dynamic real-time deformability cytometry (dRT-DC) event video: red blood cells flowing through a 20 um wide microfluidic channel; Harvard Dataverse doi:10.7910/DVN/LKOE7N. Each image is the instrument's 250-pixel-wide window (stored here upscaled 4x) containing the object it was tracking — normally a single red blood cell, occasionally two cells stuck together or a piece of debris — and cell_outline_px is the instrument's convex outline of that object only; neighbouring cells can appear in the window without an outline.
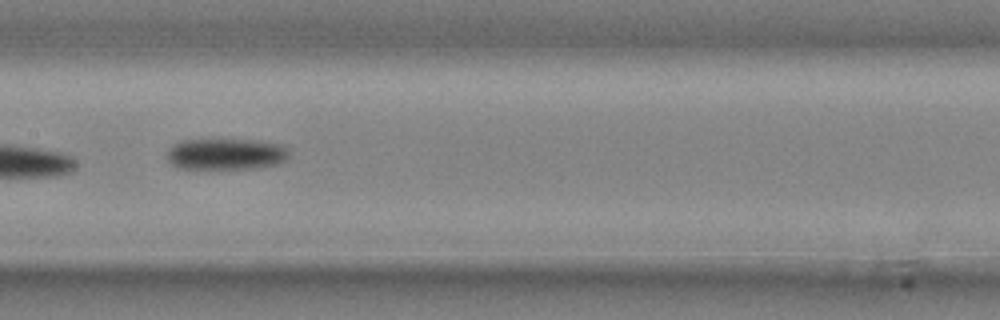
{"species": "common noctule bat (a hibernating species)", "species_latin": "Nyctalus noctula", "temperature_condition": "cold", "stored_images_in_passage": 7, "camera_frame_rate_fps": 3000, "um_per_image_px": 0.085, "animal": {"sex": "male", "body_mass_g": 20.4}, "frame": {"image": 1, "passage_image": 6, "time_ms": 1.667, "image_size_px": [1000, 320], "cell_outline_px": [[288, 160], [280, 164], [256, 168], [180, 168], [172, 164], [168, 160], [168, 148], [172, 144], [180, 140], [212, 136], [220, 136], [260, 140], [284, 144], [288, 148]], "centroid_in_image_um": [19.23, 13.01], "position_along_channel_um": 188.2, "area_um2": 23.76}}
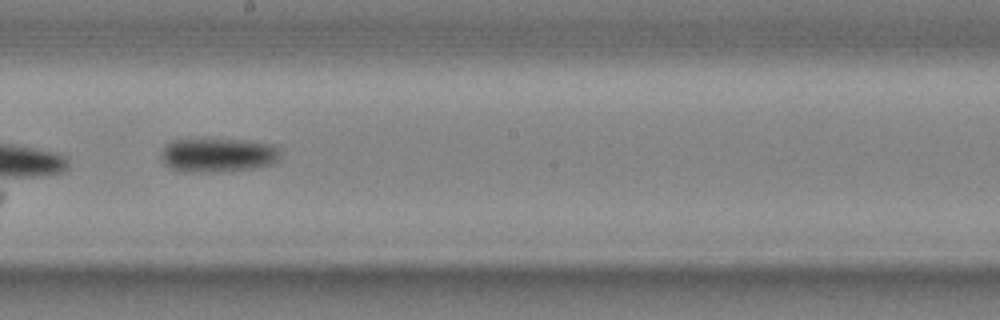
{"frame": {"image": 2, "passage_image": 7, "time_ms": 2.0, "image_size_px": [1000, 320], "cell_outline_px": [[280, 156], [272, 164], [256, 168], [220, 172], [180, 172], [168, 168], [160, 160], [160, 152], [172, 140], [248, 140], [272, 144], [280, 152]], "centroid_in_image_um": [18.48, 13.21], "position_along_channel_um": 229.7, "area_um2": 23.87}}